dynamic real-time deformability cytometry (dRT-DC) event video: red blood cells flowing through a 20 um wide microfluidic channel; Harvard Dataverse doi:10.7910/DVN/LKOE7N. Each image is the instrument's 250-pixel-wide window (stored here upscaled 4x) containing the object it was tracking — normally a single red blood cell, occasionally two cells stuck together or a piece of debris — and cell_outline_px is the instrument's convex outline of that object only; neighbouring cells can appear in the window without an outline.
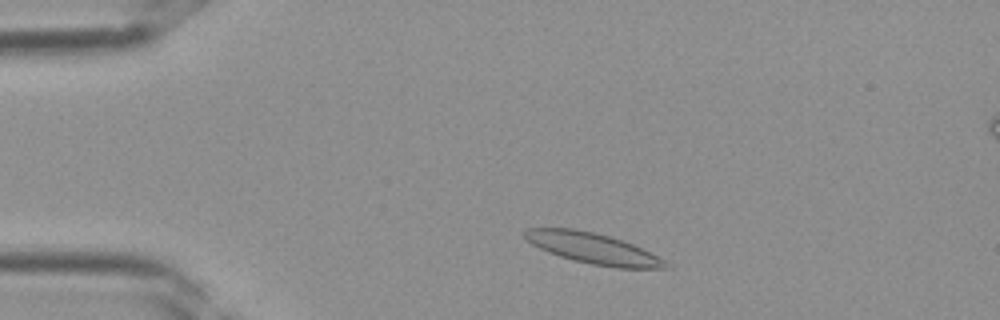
{"species": "Egyptian fruit bat (a non-hibernating species)", "species_latin": "Rousettus aegyptiacus", "temperature_condition": "room temperature", "stored_images_in_passage": 34, "camera_frame_rate_fps": 3000, "um_per_image_px": 0.085, "frame": {"image": 1, "passage_image": 4, "time_ms": 1.0, "image_size_px": [1000, 320], "cell_outline_px": [[672, 268], [616, 268], [592, 264], [560, 256], [548, 252], [524, 240], [524, 232], [528, 228], [572, 228], [592, 232], [608, 236], [632, 244], [664, 260]], "centroid_in_image_um": [50.36, 21.11], "position_along_channel_um": 34.6, "area_um2": 24.8}}
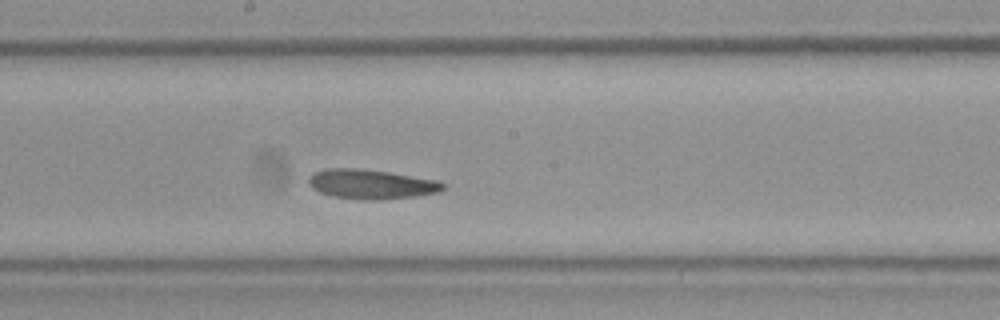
{"frame": {"image": 2, "passage_image": 17, "time_ms": 5.333, "image_size_px": [1000, 320], "cell_outline_px": [[448, 184], [440, 192], [416, 196], [380, 200], [368, 200], [332, 196], [320, 192], [312, 188], [308, 184], [308, 176], [312, 172], [324, 168], [356, 168], [388, 172], [436, 180]], "centroid_in_image_um": [31.53, 15.65], "position_along_channel_um": 216.7, "area_um2": 23.29}}
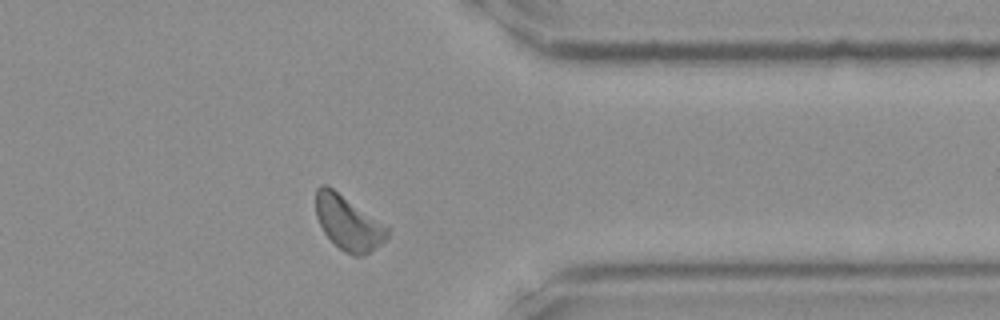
{"frame": {"image": 3, "passage_image": 27, "time_ms": 8.667, "image_size_px": [1000, 320], "cell_outline_px": [[388, 236], [380, 244], [368, 252], [360, 256], [352, 256], [344, 252], [324, 232], [316, 216], [316, 188], [320, 184], [328, 184], [388, 228]], "centroid_in_image_um": [29.55, 18.92], "position_along_channel_um": 381.8, "area_um2": 22.14}}